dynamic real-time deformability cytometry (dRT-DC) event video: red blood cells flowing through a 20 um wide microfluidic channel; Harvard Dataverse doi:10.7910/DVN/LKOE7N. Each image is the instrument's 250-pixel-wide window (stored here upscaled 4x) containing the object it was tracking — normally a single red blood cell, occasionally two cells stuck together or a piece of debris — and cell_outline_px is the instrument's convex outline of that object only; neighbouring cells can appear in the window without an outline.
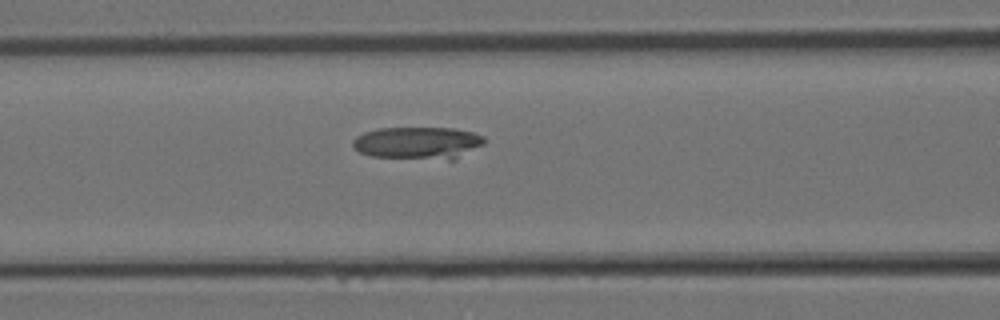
{"species": "Egyptian fruit bat (a non-hibernating species)", "species_latin": "Rousettus aegyptiacus", "temperature_condition": "room temperature", "stored_images_in_passage": 31, "camera_frame_rate_fps": 3000, "um_per_image_px": 0.085, "animal": {"sex": "female"}, "frame": {"image": 1, "passage_image": 10, "time_ms": 3.0, "image_size_px": [1000, 320], "cell_outline_px": [[484, 144], [456, 160], [448, 160], [372, 156], [360, 152], [352, 148], [352, 140], [356, 136], [364, 132], [380, 128], [452, 128], [472, 132], [484, 136]], "centroid_in_image_um": [35.53, 12.16], "position_along_channel_um": 131.1, "area_um2": 25.03}}
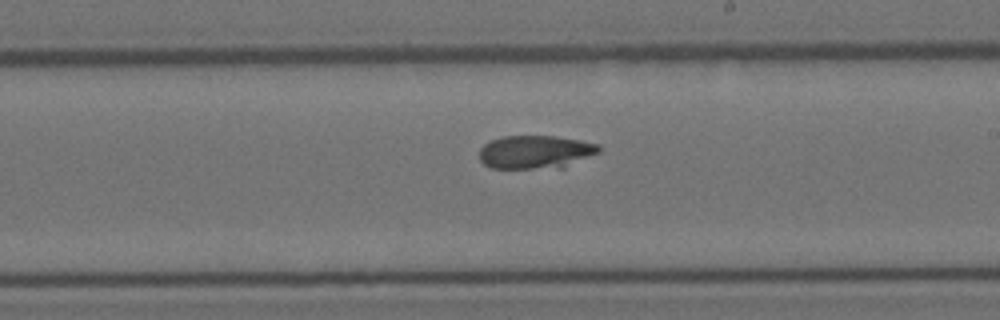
{"frame": {"image": 2, "passage_image": 16, "time_ms": 5.0, "image_size_px": [1000, 320], "cell_outline_px": [[600, 152], [564, 168], [492, 168], [484, 164], [480, 160], [480, 148], [484, 144], [492, 140], [504, 136], [556, 136], [580, 140], [600, 144]], "centroid_in_image_um": [45.55, 12.92], "position_along_channel_um": 243.5, "area_um2": 23.35}}
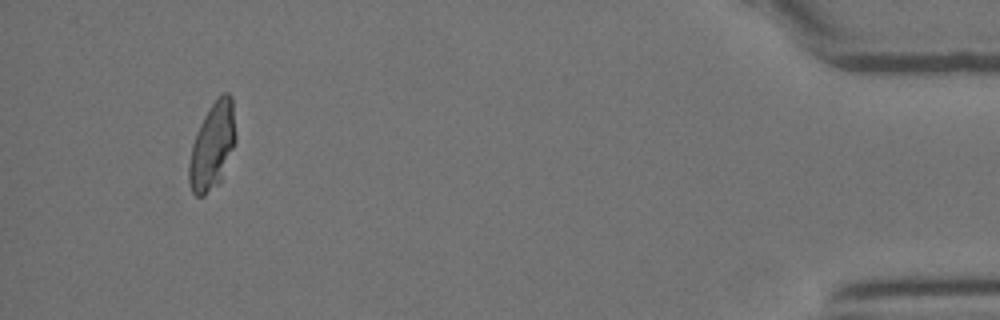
{"frame": {"image": 3, "passage_image": 29, "time_ms": 9.333, "image_size_px": [1000, 320], "cell_outline_px": [[236, 140], [220, 184], [204, 196], [196, 196], [192, 192], [188, 184], [188, 164], [192, 144], [196, 132], [204, 116], [212, 104], [224, 92], [228, 92], [232, 96], [236, 136]], "centroid_in_image_um": [18.04, 12.47], "position_along_channel_um": 417.2, "area_um2": 23.87}}